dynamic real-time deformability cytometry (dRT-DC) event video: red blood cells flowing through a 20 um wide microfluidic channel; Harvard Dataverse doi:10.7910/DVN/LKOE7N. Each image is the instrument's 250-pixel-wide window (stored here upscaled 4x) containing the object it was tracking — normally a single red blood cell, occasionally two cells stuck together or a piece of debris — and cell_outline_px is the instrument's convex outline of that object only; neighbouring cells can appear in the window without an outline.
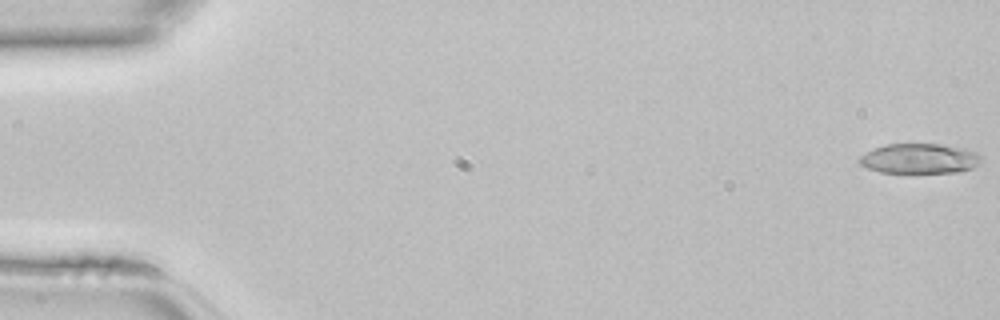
{"species": "common noctule bat (a hibernating species)", "species_latin": "Nyctalus noctula", "temperature_condition": "room temperature", "stored_images_in_passage": 45, "segment_of_instrument_passage": [1, 2], "camera_frame_rate_fps": 3000, "um_per_image_px": 0.085, "animal": {"sex": "female", "body_mass_g": 22.7, "forearm_length_mm": 54.2}, "frame": {"image": 1, "passage_image": 1, "time_ms": 0.0, "image_size_px": [1000, 320], "cell_outline_px": [[980, 164], [972, 168], [960, 172], [880, 172], [868, 168], [860, 164], [856, 160], [860, 156], [884, 144], [940, 144], [964, 148], [976, 152], [980, 156]], "centroid_in_image_um": [78.17, 13.48], "position_along_channel_um": 6.8, "area_um2": 21.15}}